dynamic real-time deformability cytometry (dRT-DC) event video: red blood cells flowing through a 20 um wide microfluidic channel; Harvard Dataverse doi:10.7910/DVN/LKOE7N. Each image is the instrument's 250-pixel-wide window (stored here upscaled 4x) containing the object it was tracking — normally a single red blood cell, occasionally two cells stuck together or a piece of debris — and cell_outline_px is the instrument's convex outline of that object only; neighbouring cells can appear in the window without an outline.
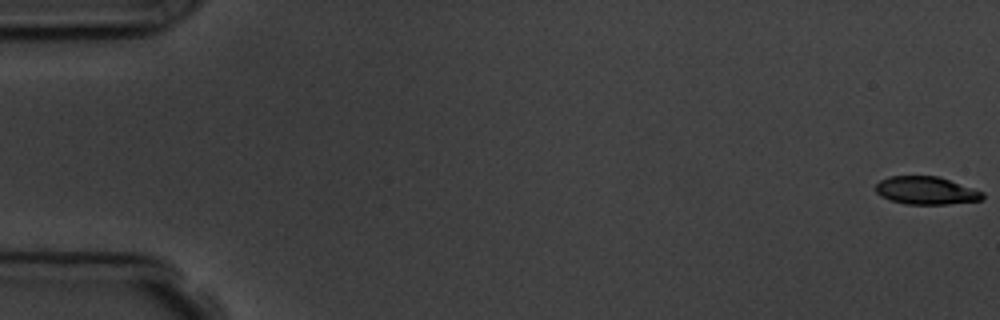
{"species": "common noctule bat (a hibernating species)", "species_latin": "Nyctalus noctula", "temperature_condition": "room temperature", "stored_images_in_passage": 12, "camera_frame_rate_fps": 3000, "um_per_image_px": 0.085, "animal": {"sex": "male", "body_mass_g": 19.5, "forearm_length_mm": 54.6}, "frame": {"image": 1, "passage_image": 1, "time_ms": 0.0, "image_size_px": [1000, 320], "cell_outline_px": [[984, 200], [948, 204], [904, 204], [880, 196], [876, 192], [876, 184], [880, 180], [888, 176], [940, 176], [984, 192]], "centroid_in_image_um": [78.74, 16.19], "position_along_channel_um": 6.3, "area_um2": 17.51}}
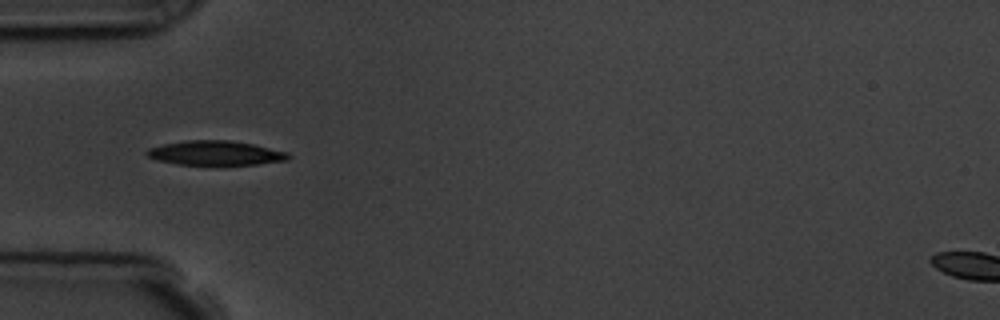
{"frame": {"image": 2, "passage_image": 6, "time_ms": 5.667, "image_size_px": [1000, 320], "cell_outline_px": [[292, 156], [288, 160], [224, 168], [176, 164], [156, 160], [148, 156], [144, 152], [148, 148], [164, 144], [188, 140], [232, 140], [252, 144], [288, 152]], "centroid_in_image_um": [18.33, 13.06], "position_along_channel_um": 66.7, "area_um2": 21.15}}